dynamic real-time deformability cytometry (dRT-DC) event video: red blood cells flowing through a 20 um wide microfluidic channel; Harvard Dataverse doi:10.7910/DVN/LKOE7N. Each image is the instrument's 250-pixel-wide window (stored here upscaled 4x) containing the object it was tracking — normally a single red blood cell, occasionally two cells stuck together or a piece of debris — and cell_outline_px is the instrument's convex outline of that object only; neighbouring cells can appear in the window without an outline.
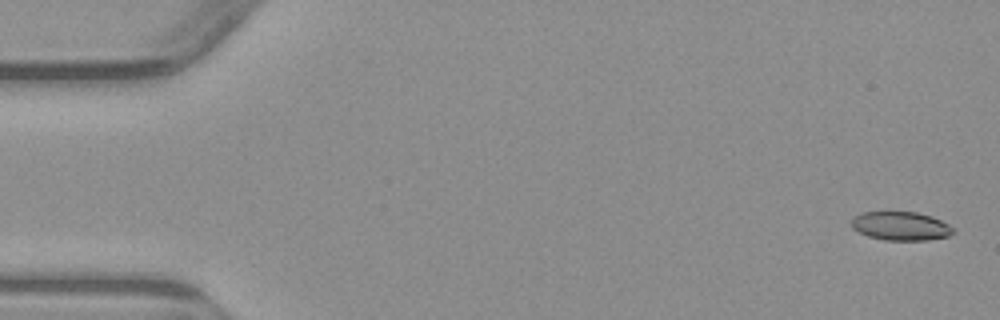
{"species": "common noctule bat (a hibernating species)", "species_latin": "Nyctalus noctula", "temperature_condition": "warm", "stored_images_in_passage": 4, "camera_frame_rate_fps": 3000, "um_per_image_px": 0.085, "animal": {"sex": "male", "body_mass_g": 23.1, "forearm_length_mm": 52.7}, "frame": {"image": 1, "passage_image": 1, "time_ms": 0.0, "image_size_px": [1000, 320], "cell_outline_px": [[956, 232], [948, 236], [928, 240], [884, 240], [868, 236], [852, 228], [852, 216], [860, 212], [916, 212], [932, 216], [948, 224]], "centroid_in_image_um": [76.55, 19.21], "position_along_channel_um": 8.4, "area_um2": 17.05}}
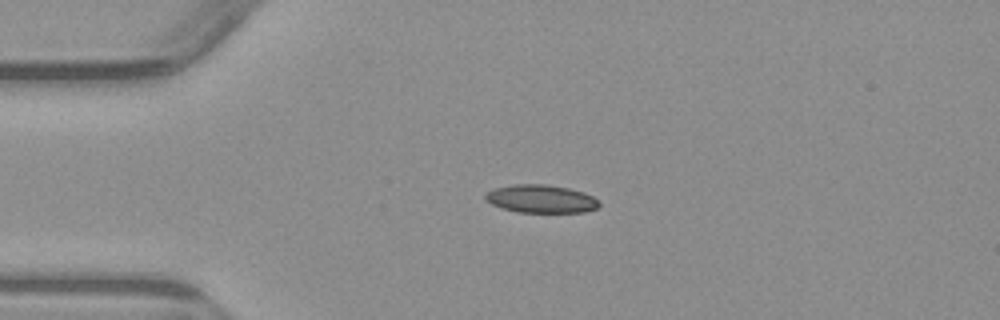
{"frame": {"image": 2, "passage_image": 4, "time_ms": 3.667, "image_size_px": [1000, 320], "cell_outline_px": [[600, 204], [596, 208], [584, 212], [516, 212], [492, 204], [484, 200], [484, 196], [492, 188], [512, 184], [544, 184], [568, 188], [584, 192], [592, 196]], "centroid_in_image_um": [45.94, 16.89], "position_along_channel_um": 39.1, "area_um2": 18.55}}